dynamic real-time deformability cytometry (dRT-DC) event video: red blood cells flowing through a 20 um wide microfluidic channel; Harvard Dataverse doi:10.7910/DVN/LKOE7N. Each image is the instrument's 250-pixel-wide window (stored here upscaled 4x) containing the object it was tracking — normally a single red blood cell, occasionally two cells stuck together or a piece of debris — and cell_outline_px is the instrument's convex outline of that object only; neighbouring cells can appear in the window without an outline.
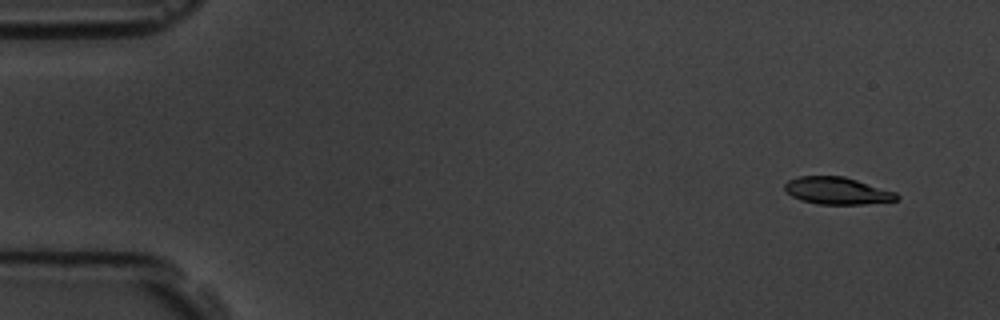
{"species": "common noctule bat (a hibernating species)", "species_latin": "Nyctalus noctula", "temperature_condition": "room temperature", "stored_images_in_passage": 56, "camera_frame_rate_fps": 3000, "um_per_image_px": 0.085, "animal": {"sex": "male", "body_mass_g": 19.5, "forearm_length_mm": 54.6}, "frame": {"image": 1, "passage_image": 2, "time_ms": 0.333, "image_size_px": [1000, 320], "cell_outline_px": [[900, 196], [896, 200], [864, 204], [820, 204], [800, 200], [792, 196], [784, 188], [784, 184], [788, 180], [800, 176], [844, 176], [896, 192]], "centroid_in_image_um": [71.15, 16.21], "position_along_channel_um": 13.8, "area_um2": 17.63}}
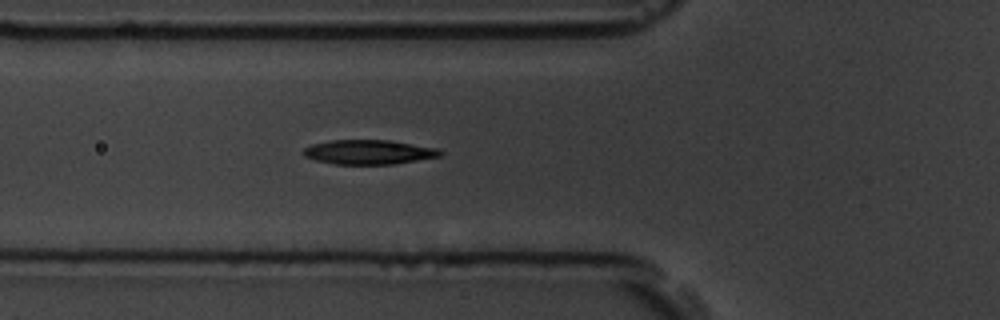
{"frame": {"image": 2, "passage_image": 19, "time_ms": 6.0, "image_size_px": [1000, 320], "cell_outline_px": [[444, 152], [440, 156], [392, 164], [336, 164], [316, 160], [304, 156], [300, 152], [304, 148], [312, 144], [332, 140], [392, 140], [440, 148]], "centroid_in_image_um": [31.36, 12.91], "position_along_channel_um": 94.4, "area_um2": 19.59}}
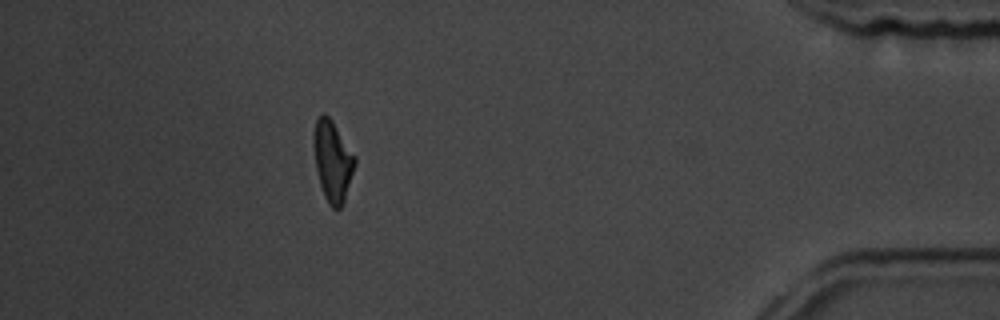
{"frame": {"image": 3, "passage_image": 50, "time_ms": 16.333, "image_size_px": [1000, 320], "cell_outline_px": [[356, 164], [344, 200], [340, 208], [332, 208], [328, 204], [324, 196], [320, 184], [316, 168], [316, 120], [324, 112], [332, 120], [356, 156]], "centroid_in_image_um": [28.33, 13.73], "position_along_channel_um": 406.9, "area_um2": 18.67}, "authors_computed_cell_mechanics": {"area_um2": 19.363, "velocity_mm_per_s": 3.5153, "shape_relaxation_time_tau1_ms": 3.1018, "shape_relaxation_time_tau2_ms": 2.4609, "deformation_change_tau1": 0.1397, "deformation_change_tau2": 0.0984}}